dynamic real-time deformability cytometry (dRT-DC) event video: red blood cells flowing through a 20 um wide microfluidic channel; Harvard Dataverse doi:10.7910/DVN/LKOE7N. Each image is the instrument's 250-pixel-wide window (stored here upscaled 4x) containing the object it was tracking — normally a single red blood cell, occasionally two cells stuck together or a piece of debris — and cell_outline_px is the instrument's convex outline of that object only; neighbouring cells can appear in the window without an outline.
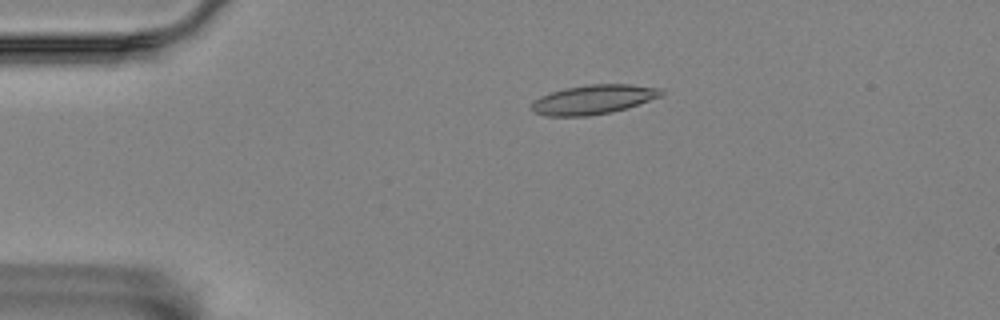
{"species": "Egyptian fruit bat (a non-hibernating species)", "species_latin": "Rousettus aegyptiacus", "temperature_condition": "room temperature", "stored_images_in_passage": 5, "camera_frame_rate_fps": 3000, "um_per_image_px": 0.085, "animal": {"sex": "female"}, "frame": {"image": 1, "passage_image": 4, "time_ms": 1.0, "image_size_px": [1000, 320], "cell_outline_px": [[664, 92], [660, 96], [612, 112], [588, 116], [544, 116], [532, 112], [532, 104], [540, 96], [564, 88], [588, 84], [632, 84], [664, 88]], "centroid_in_image_um": [50.43, 8.45], "position_along_channel_um": 34.6, "area_um2": 22.08}}